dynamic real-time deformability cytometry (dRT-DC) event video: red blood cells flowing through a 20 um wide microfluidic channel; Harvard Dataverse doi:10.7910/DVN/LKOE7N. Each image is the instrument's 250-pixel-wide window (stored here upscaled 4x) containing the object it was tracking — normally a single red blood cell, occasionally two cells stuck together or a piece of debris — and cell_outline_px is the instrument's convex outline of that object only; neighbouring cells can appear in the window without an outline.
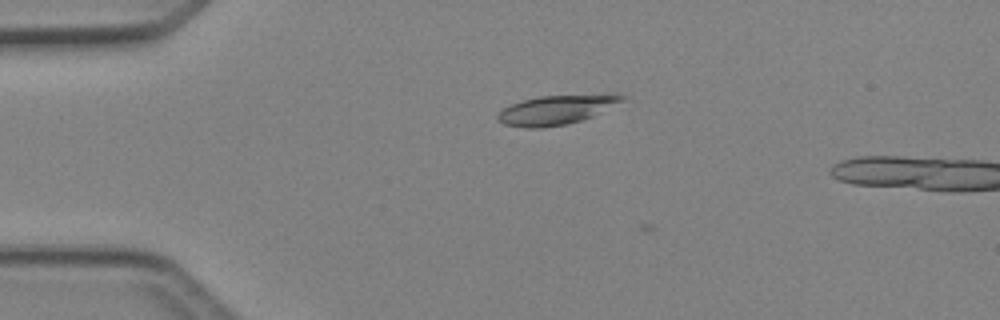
{"species": "Egyptian fruit bat (a non-hibernating species)", "species_latin": "Rousettus aegyptiacus", "temperature_condition": "cold", "stored_images_in_passage": 2, "camera_frame_rate_fps": 3000, "um_per_image_px": 0.085, "animal": {"sex": "female"}, "frame": {"image": 1, "passage_image": 1, "time_ms": 0.0, "image_size_px": [1000, 320], "cell_outline_px": [[628, 96], [624, 100], [592, 116], [580, 120], [564, 124], [544, 128], [528, 128], [504, 124], [496, 120], [496, 116], [504, 108], [512, 104], [524, 100], [540, 96], [608, 92], [616, 92]], "centroid_in_image_um": [47.37, 9.29], "position_along_channel_um": 37.6, "area_um2": 21.62}}